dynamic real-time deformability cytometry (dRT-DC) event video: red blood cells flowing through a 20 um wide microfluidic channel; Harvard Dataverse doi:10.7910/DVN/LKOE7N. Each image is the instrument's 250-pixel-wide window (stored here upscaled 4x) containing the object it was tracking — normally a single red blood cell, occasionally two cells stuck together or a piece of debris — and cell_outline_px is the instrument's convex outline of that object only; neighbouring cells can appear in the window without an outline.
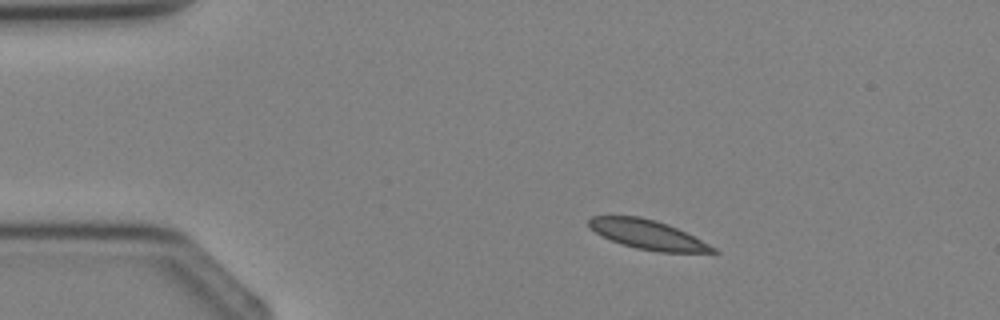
{"species": "Egyptian fruit bat (a non-hibernating species)", "species_latin": "Rousettus aegyptiacus", "temperature_condition": "cold", "stored_images_in_passage": 2, "camera_frame_rate_fps": 3000, "um_per_image_px": 0.085, "animal": {"sex": "female"}, "frame": {"image": 1, "passage_image": 1, "time_ms": 0.0, "image_size_px": [1000, 320], "cell_outline_px": [[720, 252], [660, 252], [636, 248], [612, 240], [596, 232], [588, 224], [588, 220], [592, 216], [640, 216], [656, 220], [668, 224], [716, 248]], "centroid_in_image_um": [55.05, 19.93], "position_along_channel_um": 30.0, "area_um2": 20.63}}